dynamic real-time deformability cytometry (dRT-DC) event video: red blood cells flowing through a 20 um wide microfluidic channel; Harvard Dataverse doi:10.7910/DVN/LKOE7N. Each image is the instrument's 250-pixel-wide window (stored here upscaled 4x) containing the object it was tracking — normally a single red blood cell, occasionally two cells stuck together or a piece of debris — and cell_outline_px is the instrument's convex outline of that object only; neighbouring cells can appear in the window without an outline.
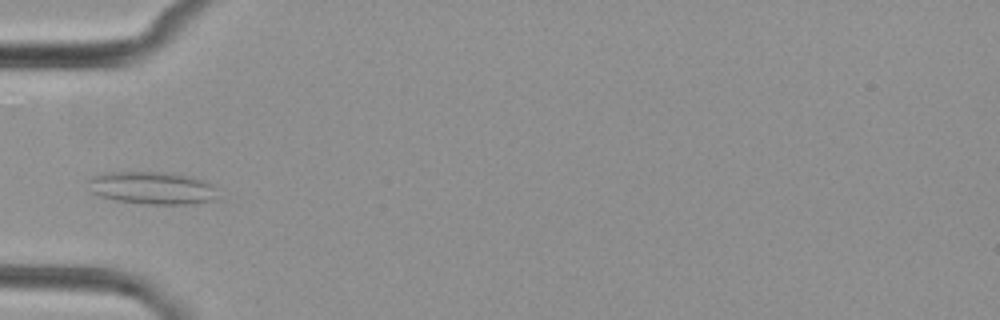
{"species": "common noctule bat (a hibernating species)", "species_latin": "Nyctalus noctula", "temperature_condition": "cold", "stored_images_in_passage": 4, "camera_frame_rate_fps": 3000, "um_per_image_px": 0.085, "animal": {"sex": "female", "body_mass_g": 29.2, "forearm_length_mm": 56.3}, "frame": {"image": 1, "passage_image": 3, "time_ms": 3.0, "image_size_px": [1000, 320], "cell_outline_px": [[216, 188], [212, 200], [188, 204], [144, 204], [116, 200], [100, 196], [92, 192], [88, 180], [92, 176], [100, 172], [172, 172], [188, 176], [212, 184]], "centroid_in_image_um": [12.87, 15.96], "position_along_channel_um": 72.1, "area_um2": 24.45}}